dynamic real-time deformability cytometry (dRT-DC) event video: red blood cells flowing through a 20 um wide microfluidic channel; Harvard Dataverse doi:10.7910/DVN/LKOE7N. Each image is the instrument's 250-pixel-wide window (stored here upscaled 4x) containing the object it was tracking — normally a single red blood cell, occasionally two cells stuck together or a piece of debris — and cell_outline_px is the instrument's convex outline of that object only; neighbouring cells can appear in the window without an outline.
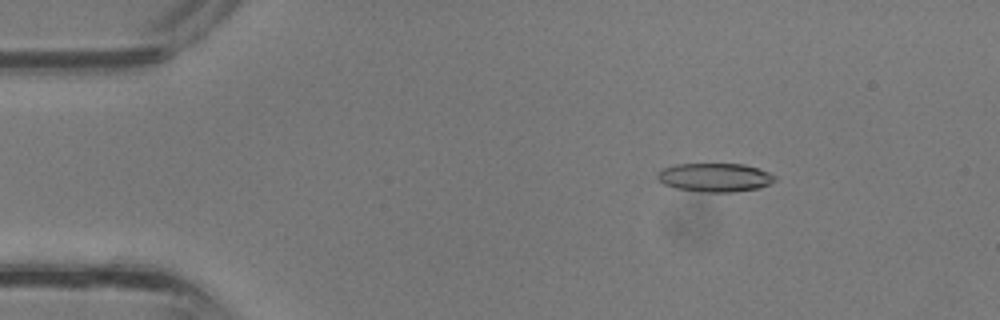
{"species": "common noctule bat (a hibernating species)", "species_latin": "Nyctalus noctula", "temperature_condition": "room temperature", "stored_images_in_passage": 38, "camera_frame_rate_fps": 3000, "um_per_image_px": 0.085, "animal": {"sex": "male", "body_mass_g": 13.3}, "frame": {"image": 1, "passage_image": 6, "time_ms": 1.667, "image_size_px": [1000, 320], "cell_outline_px": [[776, 180], [760, 188], [732, 192], [704, 192], [676, 188], [664, 184], [656, 176], [656, 172], [660, 168], [676, 164], [744, 164], [768, 172], [776, 176]], "centroid_in_image_um": [60.74, 15.08], "position_along_channel_um": 24.3, "area_um2": 19.65}}
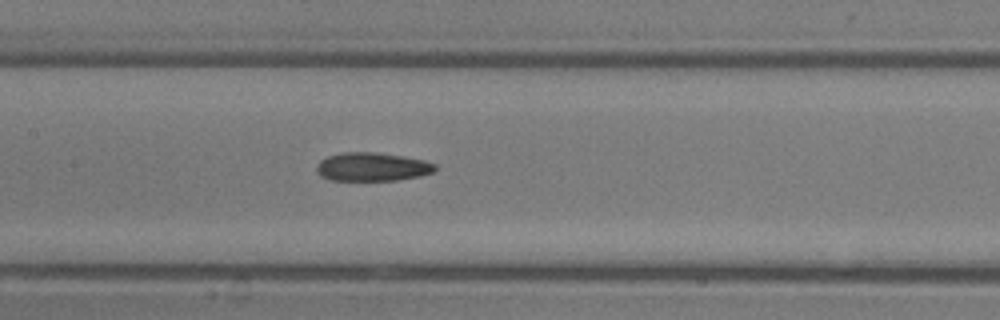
{"frame": {"image": 2, "passage_image": 18, "time_ms": 5.667, "image_size_px": [1000, 320], "cell_outline_px": [[436, 168], [432, 172], [420, 176], [396, 180], [328, 180], [320, 176], [316, 172], [316, 164], [320, 160], [328, 156], [344, 152], [376, 152], [404, 156], [424, 160], [436, 164]], "centroid_in_image_um": [31.6, 14.18], "position_along_channel_um": 175.8, "area_um2": 19.83}}
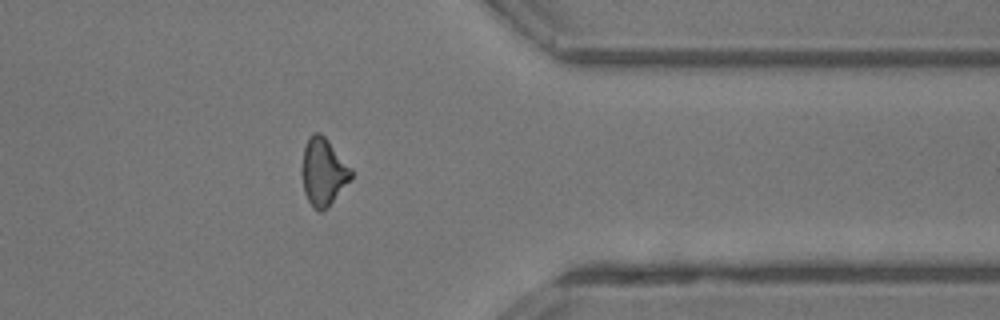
{"frame": {"image": 3, "passage_image": 30, "time_ms": 9.667, "image_size_px": [1000, 320], "cell_outline_px": [[352, 180], [328, 208], [320, 212], [312, 208], [304, 192], [300, 168], [304, 148], [308, 136], [312, 132], [320, 132], [328, 140], [352, 168]], "centroid_in_image_um": [27.48, 14.62], "position_along_channel_um": 383.9, "area_um2": 19.94}}